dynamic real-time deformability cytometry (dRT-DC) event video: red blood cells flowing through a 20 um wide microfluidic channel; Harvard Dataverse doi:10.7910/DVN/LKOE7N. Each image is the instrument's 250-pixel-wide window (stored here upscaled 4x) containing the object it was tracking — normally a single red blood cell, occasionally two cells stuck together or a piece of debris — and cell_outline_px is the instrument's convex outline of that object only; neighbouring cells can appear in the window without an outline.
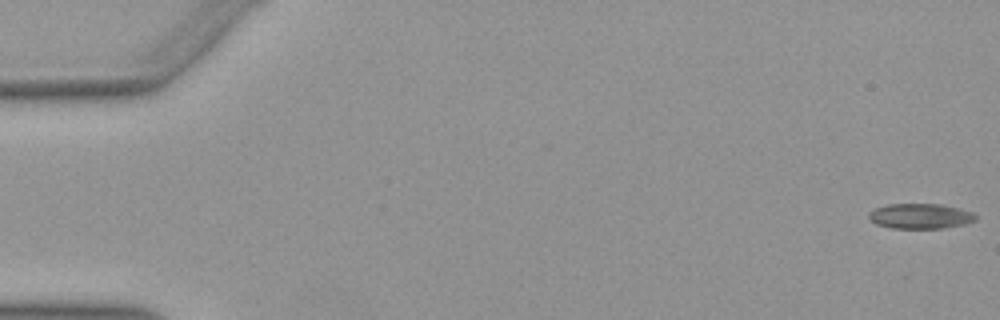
{"species": "Egyptian fruit bat (a non-hibernating species)", "species_latin": "Rousettus aegyptiacus", "temperature_condition": "warm", "stored_images_in_passage": 14, "camera_frame_rate_fps": 3000, "um_per_image_px": 0.085, "animal": {"sex": "female"}, "frame": {"image": 1, "passage_image": 1, "time_ms": 0.0, "image_size_px": [1000, 320], "cell_outline_px": [[976, 220], [964, 224], [944, 228], [892, 228], [876, 224], [868, 216], [868, 212], [876, 208], [888, 204], [940, 204], [960, 208], [972, 212], [976, 216]], "centroid_in_image_um": [78.23, 18.37], "position_along_channel_um": 6.8, "area_um2": 15.61}}